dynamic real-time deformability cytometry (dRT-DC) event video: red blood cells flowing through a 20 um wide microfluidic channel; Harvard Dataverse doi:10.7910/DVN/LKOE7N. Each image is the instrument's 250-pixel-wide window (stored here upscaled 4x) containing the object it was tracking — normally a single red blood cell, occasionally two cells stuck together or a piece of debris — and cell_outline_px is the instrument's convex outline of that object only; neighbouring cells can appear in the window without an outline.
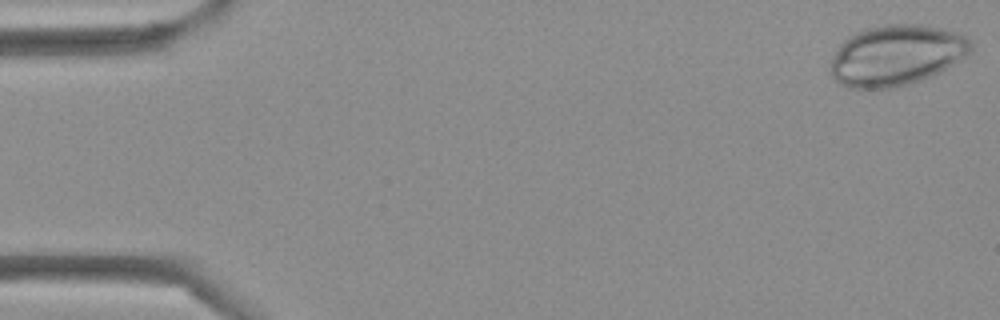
{"species": "Egyptian fruit bat (a non-hibernating species)", "species_latin": "Rousettus aegyptiacus", "temperature_condition": "cold", "stored_images_in_passage": 44, "camera_frame_rate_fps": 3000, "um_per_image_px": 0.085, "frame": {"image": 1, "passage_image": 1, "time_ms": 0.0, "image_size_px": [1000, 320], "cell_outline_px": [[972, 48], [964, 56], [940, 72], [932, 76], [908, 84], [892, 88], [848, 88], [840, 84], [828, 72], [832, 56], [836, 48], [848, 36], [856, 32], [868, 28], [884, 24], [920, 24], [960, 32], [968, 36], [972, 44]], "centroid_in_image_um": [76.15, 4.69], "position_along_channel_um": 8.8, "area_um2": 49.88}}
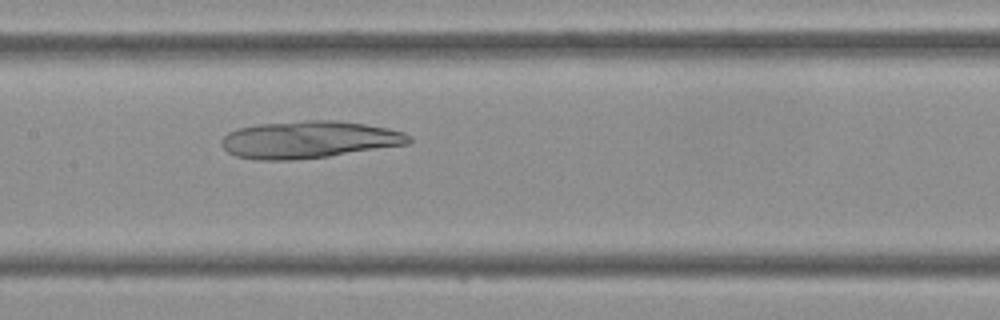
{"frame": {"image": 2, "passage_image": 21, "time_ms": 6.667, "image_size_px": [1000, 320], "cell_outline_px": [[412, 140], [408, 144], [328, 156], [292, 160], [256, 160], [236, 156], [228, 152], [224, 148], [220, 140], [228, 132], [236, 128], [260, 124], [304, 120], [336, 120], [364, 124], [388, 128], [404, 132], [412, 136]], "centroid_in_image_um": [26.25, 11.86], "position_along_channel_um": 181.1, "area_um2": 40.69}}
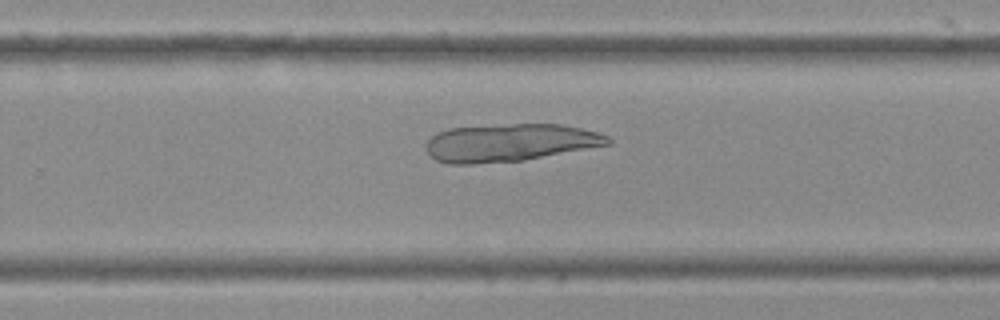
{"frame": {"image": 3, "passage_image": 28, "time_ms": 9.0, "image_size_px": [1000, 320], "cell_outline_px": [[612, 144], [524, 160], [472, 164], [448, 164], [436, 160], [428, 152], [428, 140], [436, 132], [448, 128], [512, 124], [560, 124], [580, 128], [596, 132], [608, 136], [612, 140]], "centroid_in_image_um": [43.35, 12.13], "position_along_channel_um": 286.5, "area_um2": 39.77}}